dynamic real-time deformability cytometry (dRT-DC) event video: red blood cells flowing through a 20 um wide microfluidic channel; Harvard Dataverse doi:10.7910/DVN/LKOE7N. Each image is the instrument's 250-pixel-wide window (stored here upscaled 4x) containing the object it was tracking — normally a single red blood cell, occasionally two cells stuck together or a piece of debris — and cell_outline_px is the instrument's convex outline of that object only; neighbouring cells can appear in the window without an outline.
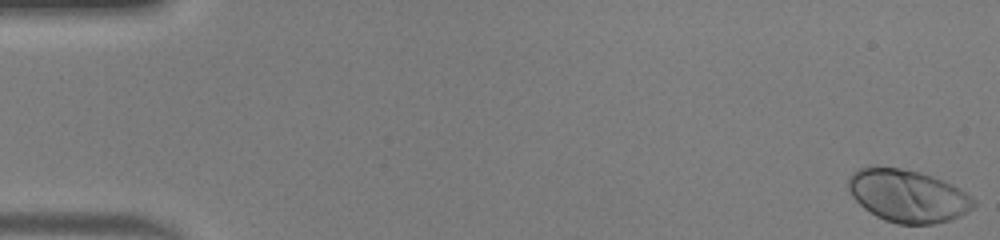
{"species": "human", "species_latin": "Homo sapiens", "temperature_condition": "warm", "stored_images_in_passage": 49, "camera_frame_rate_fps": 3000, "um_per_image_px": 0.085, "donor": {"sex": "male"}, "frame": {"image": 1, "passage_image": 1, "time_ms": 0.0, "image_size_px": [1000, 240], "cell_outline_px": [[976, 204], [968, 212], [960, 216], [948, 220], [932, 224], [896, 224], [884, 220], [876, 216], [864, 208], [852, 196], [848, 188], [848, 176], [852, 172], [860, 168], [900, 168], [920, 172], [932, 176], [952, 184], [960, 188], [972, 196], [976, 200]], "centroid_in_image_um": [77.18, 16.66], "position_along_channel_um": 7.8, "area_um2": 38.32}}
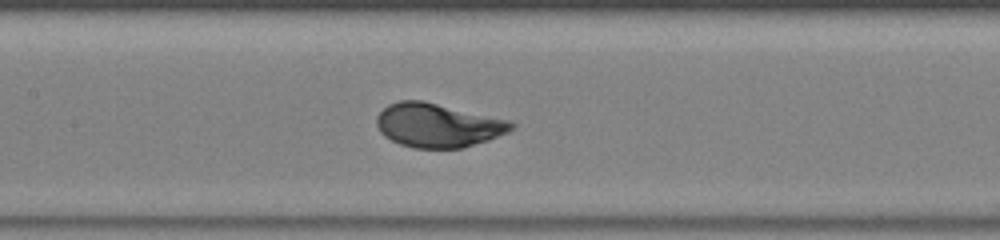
{"frame": {"image": 2, "passage_image": 24, "time_ms": 7.667, "image_size_px": [1000, 240], "cell_outline_px": [[516, 128], [508, 132], [488, 140], [464, 148], [412, 148], [400, 144], [384, 136], [380, 132], [376, 124], [376, 116], [388, 104], [400, 100], [424, 100], [512, 120], [516, 124]], "centroid_in_image_um": [37.25, 10.64], "position_along_channel_um": 170.1, "area_um2": 34.97}}
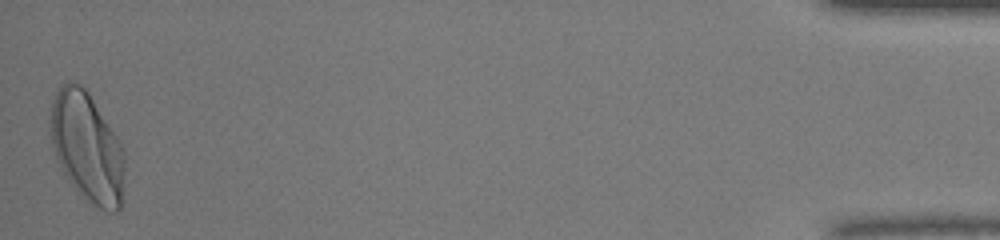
{"frame": {"image": 3, "passage_image": 49, "time_ms": 16.0, "image_size_px": [1000, 240], "cell_outline_px": [[124, 204], [116, 212], [108, 212], [84, 200], [76, 192], [60, 168], [56, 160], [52, 144], [52, 100], [60, 84], [68, 80], [72, 80], [80, 84], [88, 92], [116, 136], [124, 152]], "centroid_in_image_um": [7.42, 12.58], "position_along_channel_um": 427.8, "area_um2": 47.69}, "authors_computed_cell_mechanics": {"area_um2": 34.969, "velocity_mm_per_s": 4.1924, "shape_relaxation_time_tau1_ms": 1.7158, "shape_relaxation_time_tau2_ms": null, "deformation_change_tau1": 0.1461, "deformation_change_tau2": null}}